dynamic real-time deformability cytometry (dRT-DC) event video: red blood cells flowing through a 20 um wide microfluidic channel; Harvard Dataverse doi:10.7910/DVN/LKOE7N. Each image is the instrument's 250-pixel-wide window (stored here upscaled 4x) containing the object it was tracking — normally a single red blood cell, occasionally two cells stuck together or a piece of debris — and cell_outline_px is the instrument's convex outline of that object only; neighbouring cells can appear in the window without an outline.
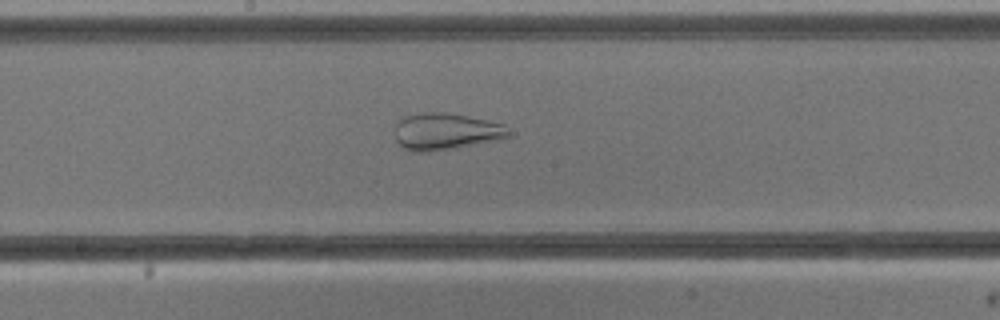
{"species": "common noctule bat (a hibernating species)", "species_latin": "Nyctalus noctula", "temperature_condition": "cold", "stored_images_in_passage": 20, "camera_frame_rate_fps": 3000, "um_per_image_px": 0.085, "animal": {"sex": "male", "body_mass_g": 13.3}, "frame": {"image": 1, "passage_image": 15, "time_ms": 4.667, "image_size_px": [1000, 320], "cell_outline_px": [[512, 136], [496, 140], [452, 148], [428, 152], [412, 152], [404, 148], [396, 140], [396, 124], [404, 116], [424, 112], [444, 112], [468, 116], [488, 120], [504, 124]], "centroid_in_image_um": [37.89, 11.17], "position_along_channel_um": 210.3, "area_um2": 24.28}}